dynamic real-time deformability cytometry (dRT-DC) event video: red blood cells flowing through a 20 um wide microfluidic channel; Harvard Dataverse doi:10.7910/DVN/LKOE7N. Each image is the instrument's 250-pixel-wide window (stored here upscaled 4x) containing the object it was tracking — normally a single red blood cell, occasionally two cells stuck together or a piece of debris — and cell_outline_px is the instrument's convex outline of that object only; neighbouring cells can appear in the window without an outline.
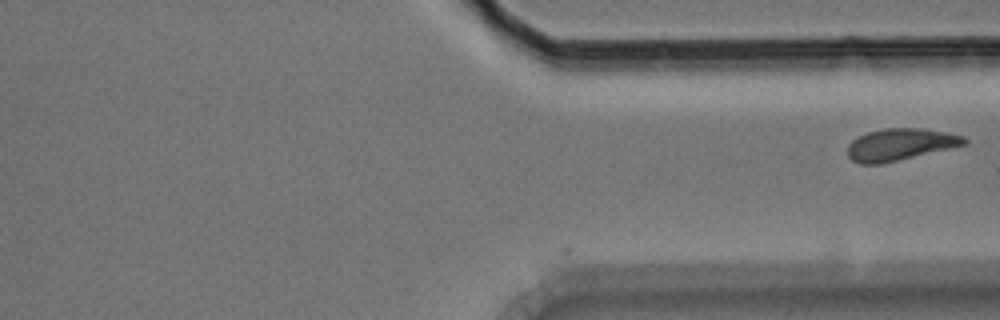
{"species": "Egyptian fruit bat (a non-hibernating species)", "species_latin": "Rousettus aegyptiacus", "temperature_condition": "room temperature", "stored_images_in_passage": 34, "camera_frame_rate_fps": 3000, "um_per_image_px": 0.085, "animal": {"sex": "male"}, "frame": {"image": 1, "passage_image": 34, "time_ms": 11.0, "image_size_px": [1000, 320], "cell_outline_px": [[968, 144], [880, 164], [860, 164], [852, 160], [848, 156], [848, 144], [852, 140], [868, 132], [884, 128], [924, 128], [948, 132], [964, 136], [968, 140]], "centroid_in_image_um": [76.54, 12.27], "position_along_channel_um": 334.9, "area_um2": 21.68}}